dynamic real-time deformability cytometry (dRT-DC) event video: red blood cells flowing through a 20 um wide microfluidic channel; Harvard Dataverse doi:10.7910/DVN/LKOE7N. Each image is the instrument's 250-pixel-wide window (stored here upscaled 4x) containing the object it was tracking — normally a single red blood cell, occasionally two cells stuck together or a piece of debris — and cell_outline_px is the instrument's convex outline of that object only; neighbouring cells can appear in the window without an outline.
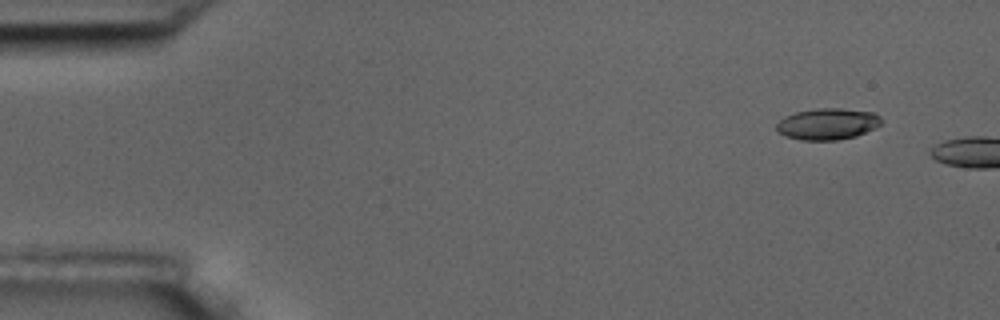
{"species": "common noctule bat (a hibernating species)", "species_latin": "Nyctalus noctula", "temperature_condition": "room temperature", "stored_images_in_passage": 3, "camera_frame_rate_fps": 3000, "um_per_image_px": 0.085, "animal": {"sex": "male", "body_mass_g": 17.5, "forearm_length_mm": 52.3}, "frame": {"image": 1, "passage_image": 2, "time_ms": 1.0, "image_size_px": [1000, 320], "cell_outline_px": [[884, 120], [876, 128], [856, 136], [836, 140], [800, 140], [784, 136], [776, 132], [776, 124], [784, 116], [796, 112], [816, 108], [840, 108], [872, 112], [880, 116]], "centroid_in_image_um": [70.33, 10.54], "position_along_channel_um": 14.7, "area_um2": 19.42}}